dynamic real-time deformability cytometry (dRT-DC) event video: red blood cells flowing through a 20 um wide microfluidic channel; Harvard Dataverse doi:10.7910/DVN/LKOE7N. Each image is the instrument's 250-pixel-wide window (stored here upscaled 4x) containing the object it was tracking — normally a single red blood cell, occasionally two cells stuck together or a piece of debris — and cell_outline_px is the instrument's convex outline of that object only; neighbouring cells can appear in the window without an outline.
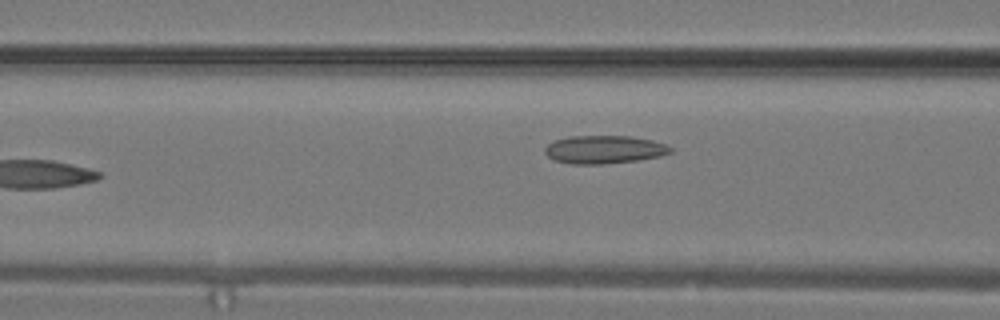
{"species": "common noctule bat (a hibernating species)", "species_latin": "Nyctalus noctula", "temperature_condition": "warm", "stored_images_in_passage": 13, "camera_frame_rate_fps": 3000, "um_per_image_px": 0.085, "animal": {"sex": "male", "body_mass_g": 19.2, "forearm_length_mm": 51.8}, "frame": {"image": 1, "passage_image": 13, "time_ms": 4.0, "image_size_px": [1000, 320], "cell_outline_px": [[672, 152], [660, 156], [636, 160], [600, 164], [572, 164], [552, 160], [544, 152], [544, 148], [552, 140], [568, 136], [632, 136], [652, 140], [664, 144], [672, 148]], "centroid_in_image_um": [51.3, 12.7], "position_along_channel_um": 115.3, "area_um2": 20.63}}